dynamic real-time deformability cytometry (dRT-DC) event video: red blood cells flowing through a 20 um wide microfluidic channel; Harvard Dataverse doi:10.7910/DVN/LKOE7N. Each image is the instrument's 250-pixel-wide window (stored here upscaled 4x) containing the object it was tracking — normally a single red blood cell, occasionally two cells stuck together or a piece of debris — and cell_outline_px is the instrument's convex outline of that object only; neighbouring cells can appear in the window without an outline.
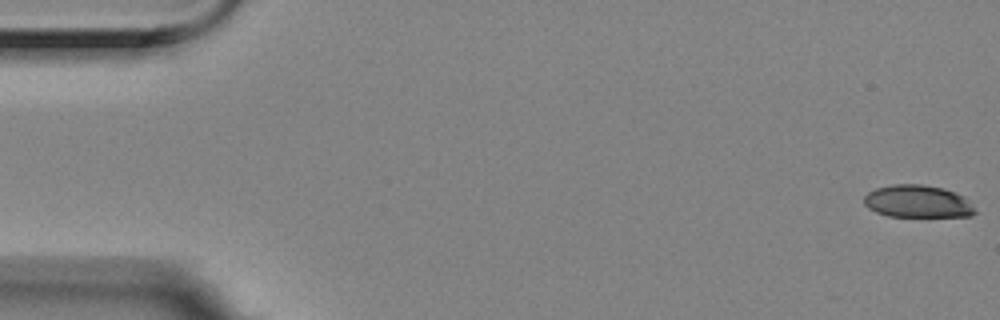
{"species": "Egyptian fruit bat (a non-hibernating species)", "species_latin": "Rousettus aegyptiacus", "temperature_condition": "room temperature", "stored_images_in_passage": 7, "camera_frame_rate_fps": 3000, "um_per_image_px": 0.085, "animal": {"sex": "female"}, "frame": {"image": 1, "passage_image": 1, "time_ms": 0.0, "image_size_px": [1000, 320], "cell_outline_px": [[976, 212], [972, 216], [888, 216], [876, 212], [868, 208], [864, 204], [864, 196], [868, 192], [876, 188], [892, 184], [924, 184], [944, 188], [964, 196]], "centroid_in_image_um": [77.97, 17.11], "position_along_channel_um": 7.0, "area_um2": 20.98}}